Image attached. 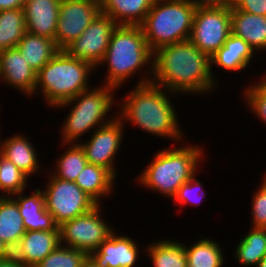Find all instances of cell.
<instances>
[{
	"instance_id": "6da1fadb",
	"label": "cell",
	"mask_w": 266,
	"mask_h": 267,
	"mask_svg": "<svg viewBox=\"0 0 266 267\" xmlns=\"http://www.w3.org/2000/svg\"><path fill=\"white\" fill-rule=\"evenodd\" d=\"M152 61L151 82L169 92L205 95L214 92L218 85L211 74L210 57L190 40L158 48Z\"/></svg>"
},
{
	"instance_id": "7a4b0ae2",
	"label": "cell",
	"mask_w": 266,
	"mask_h": 267,
	"mask_svg": "<svg viewBox=\"0 0 266 267\" xmlns=\"http://www.w3.org/2000/svg\"><path fill=\"white\" fill-rule=\"evenodd\" d=\"M120 102L117 117L124 123H132L140 130L174 142L184 141L176 108L172 106L171 93L152 82L134 86ZM166 92V93H165ZM130 93V94H129ZM170 95V96H169ZM169 97V98H168ZM176 140V141H175Z\"/></svg>"
},
{
	"instance_id": "3957f363",
	"label": "cell",
	"mask_w": 266,
	"mask_h": 267,
	"mask_svg": "<svg viewBox=\"0 0 266 267\" xmlns=\"http://www.w3.org/2000/svg\"><path fill=\"white\" fill-rule=\"evenodd\" d=\"M153 52L146 43L142 27L139 25H118L112 33L101 66L107 64V86L119 89L128 79L143 67L149 66L147 75L137 81V85L150 83L153 77ZM142 69V70H141ZM151 70V71H150ZM149 71V72H148Z\"/></svg>"
},
{
	"instance_id": "277c9868",
	"label": "cell",
	"mask_w": 266,
	"mask_h": 267,
	"mask_svg": "<svg viewBox=\"0 0 266 267\" xmlns=\"http://www.w3.org/2000/svg\"><path fill=\"white\" fill-rule=\"evenodd\" d=\"M182 144L181 141L182 147H164L158 150L150 164L138 176V184L173 199L180 186L197 174L198 164L206 153L199 144Z\"/></svg>"
},
{
	"instance_id": "5b68a950",
	"label": "cell",
	"mask_w": 266,
	"mask_h": 267,
	"mask_svg": "<svg viewBox=\"0 0 266 267\" xmlns=\"http://www.w3.org/2000/svg\"><path fill=\"white\" fill-rule=\"evenodd\" d=\"M94 69L96 70L89 62L72 57L65 50H59L37 72L34 93L36 95L41 89L40 93L47 105L54 108L92 88L88 81Z\"/></svg>"
},
{
	"instance_id": "8992f818",
	"label": "cell",
	"mask_w": 266,
	"mask_h": 267,
	"mask_svg": "<svg viewBox=\"0 0 266 267\" xmlns=\"http://www.w3.org/2000/svg\"><path fill=\"white\" fill-rule=\"evenodd\" d=\"M116 90L107 85L92 87L54 107L66 109V107H69L68 105L71 106L61 126L63 144H79L80 137L92 128V131H94V129L96 130L115 119L110 117L111 115H108V113L112 111L113 103L116 100L114 98V91Z\"/></svg>"
},
{
	"instance_id": "52a82bcc",
	"label": "cell",
	"mask_w": 266,
	"mask_h": 267,
	"mask_svg": "<svg viewBox=\"0 0 266 267\" xmlns=\"http://www.w3.org/2000/svg\"><path fill=\"white\" fill-rule=\"evenodd\" d=\"M196 7L187 0H155L142 27L152 52L189 40Z\"/></svg>"
},
{
	"instance_id": "ba28073f",
	"label": "cell",
	"mask_w": 266,
	"mask_h": 267,
	"mask_svg": "<svg viewBox=\"0 0 266 267\" xmlns=\"http://www.w3.org/2000/svg\"><path fill=\"white\" fill-rule=\"evenodd\" d=\"M46 189H43L46 210L61 226L93 210L99 204L75 183L57 178L49 172Z\"/></svg>"
},
{
	"instance_id": "9c48e42d",
	"label": "cell",
	"mask_w": 266,
	"mask_h": 267,
	"mask_svg": "<svg viewBox=\"0 0 266 267\" xmlns=\"http://www.w3.org/2000/svg\"><path fill=\"white\" fill-rule=\"evenodd\" d=\"M101 206L64 222L60 229V244L79 249L90 255L115 231L102 217ZM102 217V218H101Z\"/></svg>"
},
{
	"instance_id": "30bf717a",
	"label": "cell",
	"mask_w": 266,
	"mask_h": 267,
	"mask_svg": "<svg viewBox=\"0 0 266 267\" xmlns=\"http://www.w3.org/2000/svg\"><path fill=\"white\" fill-rule=\"evenodd\" d=\"M231 34V8H196L189 40L211 57Z\"/></svg>"
},
{
	"instance_id": "8fae6325",
	"label": "cell",
	"mask_w": 266,
	"mask_h": 267,
	"mask_svg": "<svg viewBox=\"0 0 266 267\" xmlns=\"http://www.w3.org/2000/svg\"><path fill=\"white\" fill-rule=\"evenodd\" d=\"M100 12V4L91 0H61L55 34L56 47L64 50Z\"/></svg>"
},
{
	"instance_id": "7c38bea8",
	"label": "cell",
	"mask_w": 266,
	"mask_h": 267,
	"mask_svg": "<svg viewBox=\"0 0 266 267\" xmlns=\"http://www.w3.org/2000/svg\"><path fill=\"white\" fill-rule=\"evenodd\" d=\"M117 26L118 24L108 15L100 12L85 31L64 50L70 56L89 62L97 68Z\"/></svg>"
},
{
	"instance_id": "4fadbf2b",
	"label": "cell",
	"mask_w": 266,
	"mask_h": 267,
	"mask_svg": "<svg viewBox=\"0 0 266 267\" xmlns=\"http://www.w3.org/2000/svg\"><path fill=\"white\" fill-rule=\"evenodd\" d=\"M123 134L124 124L116 114L113 121L94 130L87 141L79 143L84 149L88 163L102 166L116 177L114 159L120 150Z\"/></svg>"
},
{
	"instance_id": "5bb4252c",
	"label": "cell",
	"mask_w": 266,
	"mask_h": 267,
	"mask_svg": "<svg viewBox=\"0 0 266 267\" xmlns=\"http://www.w3.org/2000/svg\"><path fill=\"white\" fill-rule=\"evenodd\" d=\"M0 80L31 97L37 72L28 65L17 47L10 48L0 52Z\"/></svg>"
},
{
	"instance_id": "9a60e30c",
	"label": "cell",
	"mask_w": 266,
	"mask_h": 267,
	"mask_svg": "<svg viewBox=\"0 0 266 267\" xmlns=\"http://www.w3.org/2000/svg\"><path fill=\"white\" fill-rule=\"evenodd\" d=\"M138 247L134 239L114 231L90 256L100 267H134L140 254Z\"/></svg>"
},
{
	"instance_id": "2e32d148",
	"label": "cell",
	"mask_w": 266,
	"mask_h": 267,
	"mask_svg": "<svg viewBox=\"0 0 266 267\" xmlns=\"http://www.w3.org/2000/svg\"><path fill=\"white\" fill-rule=\"evenodd\" d=\"M58 245H60V230L26 231L12 250V255L20 262L33 267L37 266Z\"/></svg>"
},
{
	"instance_id": "e0dca14e",
	"label": "cell",
	"mask_w": 266,
	"mask_h": 267,
	"mask_svg": "<svg viewBox=\"0 0 266 267\" xmlns=\"http://www.w3.org/2000/svg\"><path fill=\"white\" fill-rule=\"evenodd\" d=\"M60 3L61 0H25L27 32L55 42Z\"/></svg>"
},
{
	"instance_id": "ac0fdd59",
	"label": "cell",
	"mask_w": 266,
	"mask_h": 267,
	"mask_svg": "<svg viewBox=\"0 0 266 267\" xmlns=\"http://www.w3.org/2000/svg\"><path fill=\"white\" fill-rule=\"evenodd\" d=\"M24 192L14 194L11 197L17 202L25 230H60L54 217L46 210L43 191L36 188L31 195H23Z\"/></svg>"
},
{
	"instance_id": "d6986e66",
	"label": "cell",
	"mask_w": 266,
	"mask_h": 267,
	"mask_svg": "<svg viewBox=\"0 0 266 267\" xmlns=\"http://www.w3.org/2000/svg\"><path fill=\"white\" fill-rule=\"evenodd\" d=\"M231 33L242 38L255 53L266 50V16L231 7Z\"/></svg>"
},
{
	"instance_id": "ffe728a7",
	"label": "cell",
	"mask_w": 266,
	"mask_h": 267,
	"mask_svg": "<svg viewBox=\"0 0 266 267\" xmlns=\"http://www.w3.org/2000/svg\"><path fill=\"white\" fill-rule=\"evenodd\" d=\"M30 141L29 138L24 137L22 134L12 135L4 141L1 140L0 152L29 178L33 174H38L42 168L39 164L38 152L34 147L35 145Z\"/></svg>"
},
{
	"instance_id": "44dd1931",
	"label": "cell",
	"mask_w": 266,
	"mask_h": 267,
	"mask_svg": "<svg viewBox=\"0 0 266 267\" xmlns=\"http://www.w3.org/2000/svg\"><path fill=\"white\" fill-rule=\"evenodd\" d=\"M255 52L242 38L229 35L224 45L217 50L211 57V74L214 64L225 71H243L248 67Z\"/></svg>"
},
{
	"instance_id": "7402d4cb",
	"label": "cell",
	"mask_w": 266,
	"mask_h": 267,
	"mask_svg": "<svg viewBox=\"0 0 266 267\" xmlns=\"http://www.w3.org/2000/svg\"><path fill=\"white\" fill-rule=\"evenodd\" d=\"M155 0H103L101 13L118 25H141Z\"/></svg>"
},
{
	"instance_id": "603a6c76",
	"label": "cell",
	"mask_w": 266,
	"mask_h": 267,
	"mask_svg": "<svg viewBox=\"0 0 266 267\" xmlns=\"http://www.w3.org/2000/svg\"><path fill=\"white\" fill-rule=\"evenodd\" d=\"M116 179L108 169L88 163L76 178L75 183L100 205L102 197L110 196L113 184L116 185L114 181Z\"/></svg>"
},
{
	"instance_id": "cb8c5ba5",
	"label": "cell",
	"mask_w": 266,
	"mask_h": 267,
	"mask_svg": "<svg viewBox=\"0 0 266 267\" xmlns=\"http://www.w3.org/2000/svg\"><path fill=\"white\" fill-rule=\"evenodd\" d=\"M17 48L28 65L38 72L59 51L54 40L26 32Z\"/></svg>"
},
{
	"instance_id": "d4e9b609",
	"label": "cell",
	"mask_w": 266,
	"mask_h": 267,
	"mask_svg": "<svg viewBox=\"0 0 266 267\" xmlns=\"http://www.w3.org/2000/svg\"><path fill=\"white\" fill-rule=\"evenodd\" d=\"M26 230L17 202L11 197H0V239L13 250Z\"/></svg>"
},
{
	"instance_id": "484cf974",
	"label": "cell",
	"mask_w": 266,
	"mask_h": 267,
	"mask_svg": "<svg viewBox=\"0 0 266 267\" xmlns=\"http://www.w3.org/2000/svg\"><path fill=\"white\" fill-rule=\"evenodd\" d=\"M149 243L145 252L153 267H187L185 244L169 238Z\"/></svg>"
},
{
	"instance_id": "4316f807",
	"label": "cell",
	"mask_w": 266,
	"mask_h": 267,
	"mask_svg": "<svg viewBox=\"0 0 266 267\" xmlns=\"http://www.w3.org/2000/svg\"><path fill=\"white\" fill-rule=\"evenodd\" d=\"M199 239L195 243L186 245L187 267H222L225 257L221 244L212 238Z\"/></svg>"
},
{
	"instance_id": "83f0119b",
	"label": "cell",
	"mask_w": 266,
	"mask_h": 267,
	"mask_svg": "<svg viewBox=\"0 0 266 267\" xmlns=\"http://www.w3.org/2000/svg\"><path fill=\"white\" fill-rule=\"evenodd\" d=\"M237 262L242 266L256 267L266 256V228L251 227L235 247Z\"/></svg>"
},
{
	"instance_id": "f1b7e54d",
	"label": "cell",
	"mask_w": 266,
	"mask_h": 267,
	"mask_svg": "<svg viewBox=\"0 0 266 267\" xmlns=\"http://www.w3.org/2000/svg\"><path fill=\"white\" fill-rule=\"evenodd\" d=\"M26 32L23 8L0 11V52L17 47Z\"/></svg>"
},
{
	"instance_id": "f546056e",
	"label": "cell",
	"mask_w": 266,
	"mask_h": 267,
	"mask_svg": "<svg viewBox=\"0 0 266 267\" xmlns=\"http://www.w3.org/2000/svg\"><path fill=\"white\" fill-rule=\"evenodd\" d=\"M66 145L68 150L60 155L56 161L55 171L51 172L57 178L75 182L76 178L88 164L84 149L77 143L61 144ZM69 145V146H68Z\"/></svg>"
},
{
	"instance_id": "4dcf8cb0",
	"label": "cell",
	"mask_w": 266,
	"mask_h": 267,
	"mask_svg": "<svg viewBox=\"0 0 266 267\" xmlns=\"http://www.w3.org/2000/svg\"><path fill=\"white\" fill-rule=\"evenodd\" d=\"M28 179L26 174L0 153V197L13 196L24 191L27 189Z\"/></svg>"
},
{
	"instance_id": "1f68e13d",
	"label": "cell",
	"mask_w": 266,
	"mask_h": 267,
	"mask_svg": "<svg viewBox=\"0 0 266 267\" xmlns=\"http://www.w3.org/2000/svg\"><path fill=\"white\" fill-rule=\"evenodd\" d=\"M88 254L79 249L58 245L38 267H81Z\"/></svg>"
},
{
	"instance_id": "d6a6232c",
	"label": "cell",
	"mask_w": 266,
	"mask_h": 267,
	"mask_svg": "<svg viewBox=\"0 0 266 267\" xmlns=\"http://www.w3.org/2000/svg\"><path fill=\"white\" fill-rule=\"evenodd\" d=\"M262 79L258 83L250 84L247 88H244L243 97L247 102L248 108L251 112L256 114V118L263 121L266 125V78L261 75Z\"/></svg>"
},
{
	"instance_id": "836d02e7",
	"label": "cell",
	"mask_w": 266,
	"mask_h": 267,
	"mask_svg": "<svg viewBox=\"0 0 266 267\" xmlns=\"http://www.w3.org/2000/svg\"><path fill=\"white\" fill-rule=\"evenodd\" d=\"M195 174L190 180L182 184L178 189L175 197L173 198L174 203L179 204L182 208V205L192 204L193 206L198 207L201 203L202 198L206 197L202 183L196 178ZM202 188V190H201ZM197 192V193H196Z\"/></svg>"
},
{
	"instance_id": "e575fe53",
	"label": "cell",
	"mask_w": 266,
	"mask_h": 267,
	"mask_svg": "<svg viewBox=\"0 0 266 267\" xmlns=\"http://www.w3.org/2000/svg\"><path fill=\"white\" fill-rule=\"evenodd\" d=\"M251 204V227L266 228V189L263 186L259 185L253 194Z\"/></svg>"
},
{
	"instance_id": "d590c367",
	"label": "cell",
	"mask_w": 266,
	"mask_h": 267,
	"mask_svg": "<svg viewBox=\"0 0 266 267\" xmlns=\"http://www.w3.org/2000/svg\"><path fill=\"white\" fill-rule=\"evenodd\" d=\"M232 7L249 14L266 16V0H233Z\"/></svg>"
},
{
	"instance_id": "8d00e7d4",
	"label": "cell",
	"mask_w": 266,
	"mask_h": 267,
	"mask_svg": "<svg viewBox=\"0 0 266 267\" xmlns=\"http://www.w3.org/2000/svg\"><path fill=\"white\" fill-rule=\"evenodd\" d=\"M196 8H231L233 0H187Z\"/></svg>"
},
{
	"instance_id": "74e56055",
	"label": "cell",
	"mask_w": 266,
	"mask_h": 267,
	"mask_svg": "<svg viewBox=\"0 0 266 267\" xmlns=\"http://www.w3.org/2000/svg\"><path fill=\"white\" fill-rule=\"evenodd\" d=\"M25 0H0V11L23 8Z\"/></svg>"
},
{
	"instance_id": "f35d334b",
	"label": "cell",
	"mask_w": 266,
	"mask_h": 267,
	"mask_svg": "<svg viewBox=\"0 0 266 267\" xmlns=\"http://www.w3.org/2000/svg\"><path fill=\"white\" fill-rule=\"evenodd\" d=\"M0 267H30L23 262H20L13 255L0 260Z\"/></svg>"
},
{
	"instance_id": "ab89813d",
	"label": "cell",
	"mask_w": 266,
	"mask_h": 267,
	"mask_svg": "<svg viewBox=\"0 0 266 267\" xmlns=\"http://www.w3.org/2000/svg\"><path fill=\"white\" fill-rule=\"evenodd\" d=\"M12 255V250L0 239V260Z\"/></svg>"
},
{
	"instance_id": "60d3db41",
	"label": "cell",
	"mask_w": 266,
	"mask_h": 267,
	"mask_svg": "<svg viewBox=\"0 0 266 267\" xmlns=\"http://www.w3.org/2000/svg\"><path fill=\"white\" fill-rule=\"evenodd\" d=\"M81 267H100L95 260L88 255Z\"/></svg>"
},
{
	"instance_id": "b9f144b4",
	"label": "cell",
	"mask_w": 266,
	"mask_h": 267,
	"mask_svg": "<svg viewBox=\"0 0 266 267\" xmlns=\"http://www.w3.org/2000/svg\"><path fill=\"white\" fill-rule=\"evenodd\" d=\"M256 267H266V256L257 264Z\"/></svg>"
},
{
	"instance_id": "7bdbcfd3",
	"label": "cell",
	"mask_w": 266,
	"mask_h": 267,
	"mask_svg": "<svg viewBox=\"0 0 266 267\" xmlns=\"http://www.w3.org/2000/svg\"><path fill=\"white\" fill-rule=\"evenodd\" d=\"M265 175L263 176L264 178L262 179V184H260L261 186H263L266 189V172H264Z\"/></svg>"
},
{
	"instance_id": "ee69618b",
	"label": "cell",
	"mask_w": 266,
	"mask_h": 267,
	"mask_svg": "<svg viewBox=\"0 0 266 267\" xmlns=\"http://www.w3.org/2000/svg\"><path fill=\"white\" fill-rule=\"evenodd\" d=\"M91 1H94V2H96V3H98V4H100V5H101V3L103 2V0H91Z\"/></svg>"
},
{
	"instance_id": "f6af8a7d",
	"label": "cell",
	"mask_w": 266,
	"mask_h": 267,
	"mask_svg": "<svg viewBox=\"0 0 266 267\" xmlns=\"http://www.w3.org/2000/svg\"><path fill=\"white\" fill-rule=\"evenodd\" d=\"M0 135H1V134H0ZM0 137H1V136H0ZM1 140H2V139L0 138V152H1Z\"/></svg>"
}]
</instances>
